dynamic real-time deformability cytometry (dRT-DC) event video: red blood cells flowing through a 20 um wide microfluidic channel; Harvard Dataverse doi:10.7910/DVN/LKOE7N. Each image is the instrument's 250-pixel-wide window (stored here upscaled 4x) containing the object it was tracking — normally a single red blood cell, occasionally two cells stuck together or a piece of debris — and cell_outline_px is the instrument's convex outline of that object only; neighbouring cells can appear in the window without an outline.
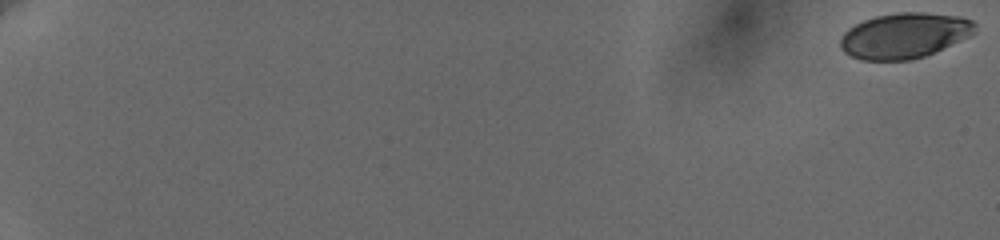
{"species": "human", "species_latin": "Homo sapiens", "temperature_condition": "cold", "stored_images_in_passage": 61, "camera_frame_rate_fps": 3000, "um_per_image_px": 0.085, "donor": {"sex": "female"}, "frame": {"image": 1, "passage_image": 1, "time_ms": 0.0, "image_size_px": [1000, 240], "cell_outline_px": [[976, 32], [960, 40], [924, 56], [912, 60], [860, 60], [844, 52], [840, 48], [840, 40], [844, 32], [848, 28], [864, 20], [876, 16], [900, 12], [924, 12], [960, 16], [972, 20], [976, 24]], "centroid_in_image_um": [76.86, 3.02], "position_along_channel_um": 8.1, "area_um2": 35.55}}
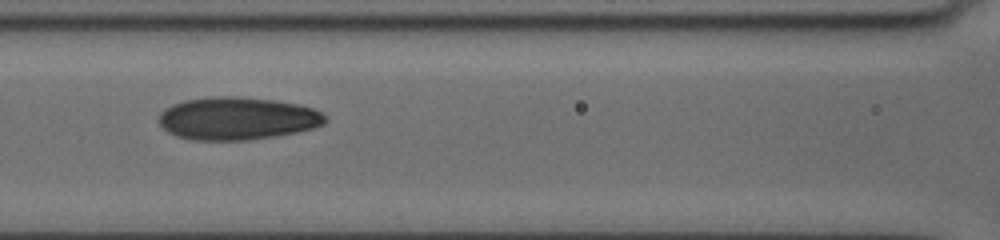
{"frame": {"image": 2, "passage_image": 32, "time_ms": 10.333, "image_size_px": [1000, 240], "cell_outline_px": [[328, 120], [324, 124], [312, 128], [296, 132], [276, 136], [248, 140], [192, 140], [176, 136], [168, 132], [160, 124], [160, 112], [164, 108], [172, 104], [184, 100], [212, 96], [240, 96], [272, 100], [296, 104], [312, 108], [320, 112]], "centroid_in_image_um": [20.14, 10.07], "position_along_channel_um": 146.5, "area_um2": 41.44}}
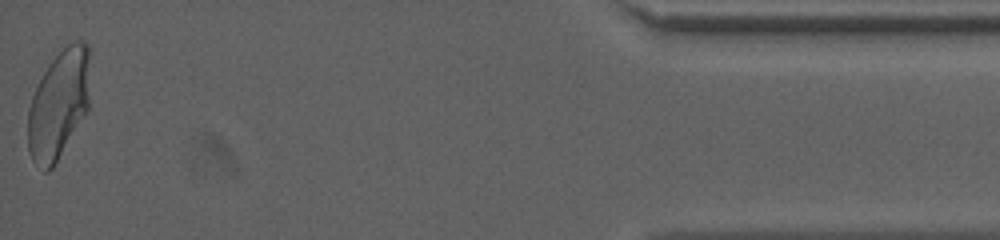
{"frame": {"image": 3, "passage_image": 61, "time_ms": 20.0, "image_size_px": [1000, 240], "cell_outline_px": [[88, 108], [52, 168], [48, 172], [44, 172], [32, 160], [28, 152], [28, 108], [32, 96], [48, 64], [68, 44], [76, 40], [84, 40], [88, 44]], "centroid_in_image_um": [4.96, 8.88], "position_along_channel_um": 430.2, "area_um2": 38.73}, "authors_computed_cell_mechanics": {"area_um2": 38.726, "velocity_mm_per_s": 3.6333, "shape_relaxation_time_tau1_ms": 3.7441, "shape_relaxation_time_tau2_ms": 1.3551, "deformation_change_tau1": 0.1502, "deformation_change_tau2": 0.0697}}